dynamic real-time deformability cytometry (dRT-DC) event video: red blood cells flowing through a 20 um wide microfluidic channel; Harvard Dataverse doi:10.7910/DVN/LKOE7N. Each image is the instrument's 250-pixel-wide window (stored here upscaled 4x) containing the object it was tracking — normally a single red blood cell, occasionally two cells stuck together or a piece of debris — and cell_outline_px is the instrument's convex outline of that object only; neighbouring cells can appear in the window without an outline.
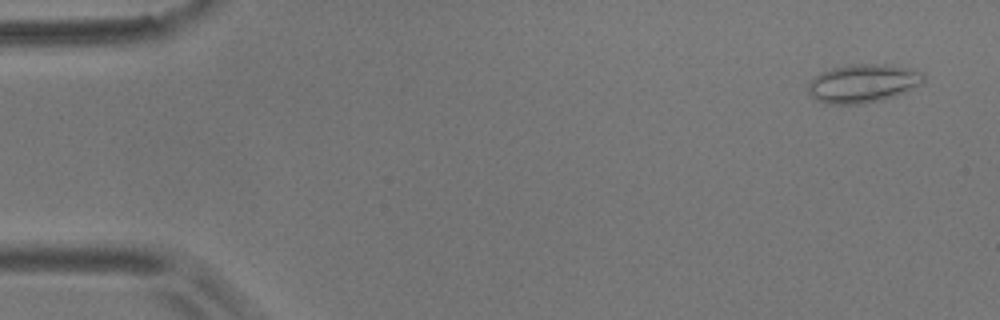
{"species": "common noctule bat (a hibernating species)", "species_latin": "Nyctalus noctula", "temperature_condition": "room temperature", "stored_images_in_passage": 5, "segment_of_instrument_passage": [2, 2], "camera_frame_rate_fps": 3000, "um_per_image_px": 0.085, "animal": {"sex": "male", "body_mass_g": 17.9}, "frame": {"image": 1, "passage_image": 5, "time_ms": 5.333, "image_size_px": [1000, 320], "cell_outline_px": [[924, 80], [920, 84], [896, 96], [880, 100], [856, 104], [828, 104], [816, 100], [808, 92], [808, 84], [816, 76], [832, 68], [848, 64], [888, 64], [908, 68], [924, 72]], "centroid_in_image_um": [73.36, 7.08], "position_along_channel_um": 11.6, "area_um2": 25.72}}